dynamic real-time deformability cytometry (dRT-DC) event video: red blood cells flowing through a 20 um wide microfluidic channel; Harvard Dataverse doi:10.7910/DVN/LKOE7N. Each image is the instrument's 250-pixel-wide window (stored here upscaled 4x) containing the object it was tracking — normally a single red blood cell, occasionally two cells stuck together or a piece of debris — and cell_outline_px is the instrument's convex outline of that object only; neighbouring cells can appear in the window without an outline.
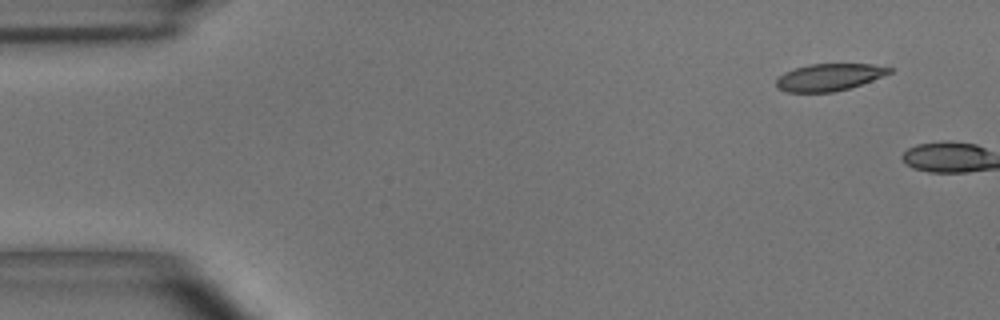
{"species": "common noctule bat (a hibernating species)", "species_latin": "Nyctalus noctula", "temperature_condition": "room temperature", "stored_images_in_passage": 2, "camera_frame_rate_fps": 3000, "um_per_image_px": 0.085, "animal": {"sex": "male", "body_mass_g": 15.6}, "frame": {"image": 1, "passage_image": 1, "time_ms": 0.0, "image_size_px": [1000, 320], "cell_outline_px": [[892, 72], [872, 80], [848, 88], [832, 92], [784, 92], [776, 88], [776, 80], [784, 72], [808, 64], [872, 64], [892, 68]], "centroid_in_image_um": [70.43, 6.56], "position_along_channel_um": 14.6, "area_um2": 17.74}}